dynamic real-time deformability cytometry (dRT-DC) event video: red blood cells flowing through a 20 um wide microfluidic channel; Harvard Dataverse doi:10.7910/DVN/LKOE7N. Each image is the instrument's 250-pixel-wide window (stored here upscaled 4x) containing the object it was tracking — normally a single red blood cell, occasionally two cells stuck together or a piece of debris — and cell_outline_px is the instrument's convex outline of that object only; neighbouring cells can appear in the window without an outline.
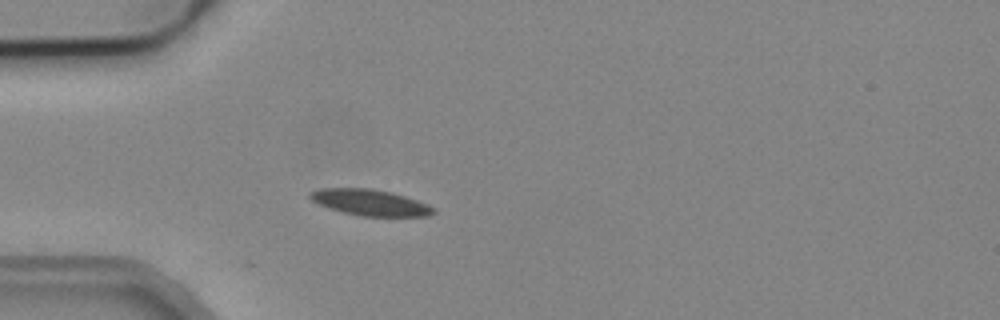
{"species": "common noctule bat (a hibernating species)", "species_latin": "Nyctalus noctula", "temperature_condition": "cold", "stored_images_in_passage": 3, "camera_frame_rate_fps": 3000, "um_per_image_px": 0.085, "animal": {"sex": "male", "body_mass_g": 19.2, "forearm_length_mm": 51.8}, "frame": {"image": 1, "passage_image": 3, "time_ms": 0.667, "image_size_px": [1000, 320], "cell_outline_px": [[436, 212], [428, 216], [360, 216], [328, 208], [316, 204], [308, 196], [308, 192], [320, 188], [372, 188], [392, 192], [416, 200], [432, 208]], "centroid_in_image_um": [31.37, 17.2], "position_along_channel_um": 53.6, "area_um2": 18.73}}